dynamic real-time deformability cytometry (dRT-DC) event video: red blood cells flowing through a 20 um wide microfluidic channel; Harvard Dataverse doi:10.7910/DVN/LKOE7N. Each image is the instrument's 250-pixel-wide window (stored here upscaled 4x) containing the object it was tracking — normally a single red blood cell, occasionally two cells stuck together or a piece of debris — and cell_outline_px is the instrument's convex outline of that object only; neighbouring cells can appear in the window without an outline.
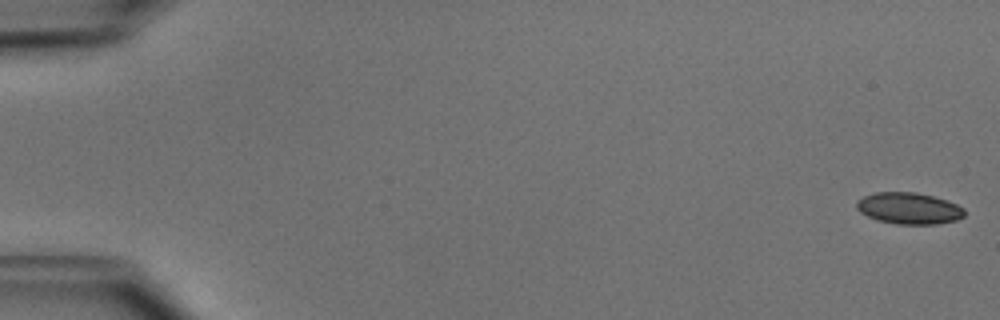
{"species": "common noctule bat (a hibernating species)", "species_latin": "Nyctalus noctula", "temperature_condition": "cold", "stored_images_in_passage": 50, "camera_frame_rate_fps": 3000, "um_per_image_px": 0.085, "animal": {"sex": "male", "body_mass_g": 15.6}, "frame": {"image": 1, "passage_image": 1, "time_ms": 0.0, "image_size_px": [1000, 320], "cell_outline_px": [[964, 216], [956, 220], [936, 224], [896, 224], [876, 220], [860, 212], [856, 208], [856, 200], [864, 196], [876, 192], [916, 192], [932, 196], [956, 204], [964, 208]], "centroid_in_image_um": [77.22, 17.71], "position_along_channel_um": 7.8, "area_um2": 19.77}}
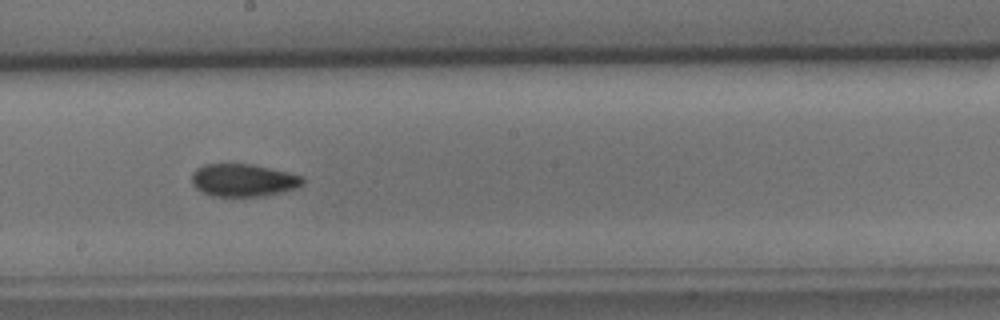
{"frame": {"image": 2, "passage_image": 29, "time_ms": 9.333, "image_size_px": [1000, 320], "cell_outline_px": [[304, 184], [296, 188], [260, 196], [212, 196], [200, 192], [192, 184], [192, 172], [196, 168], [204, 164], [252, 164], [272, 168], [304, 176]], "centroid_in_image_um": [20.66, 15.31], "position_along_channel_um": 227.5, "area_um2": 21.21}}
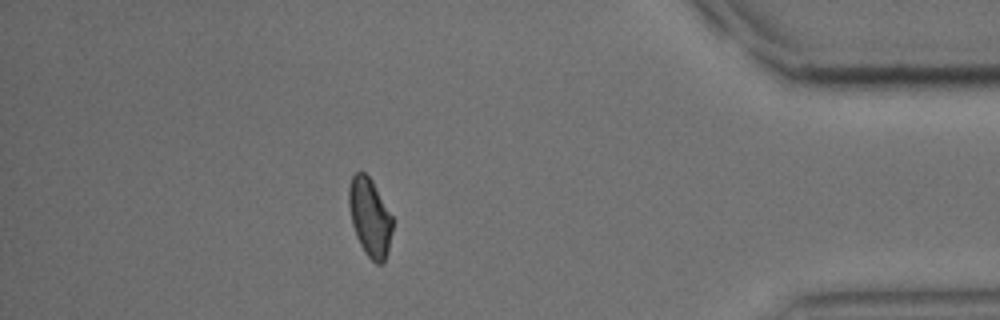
{"frame": {"image": 3, "passage_image": 45, "time_ms": 14.667, "image_size_px": [1000, 320], "cell_outline_px": [[392, 232], [384, 264], [376, 264], [364, 252], [356, 236], [352, 224], [348, 204], [348, 188], [352, 176], [356, 172], [364, 172], [372, 180], [392, 216]], "centroid_in_image_um": [31.42, 18.47], "position_along_channel_um": 403.8, "area_um2": 19.88}, "authors_computed_cell_mechanics": {"area_um2": 20.4612, "velocity_mm_per_s": 3.9987, "shape_relaxation_time_tau1_ms": 4.0697, "shape_relaxation_time_tau2_ms": 1.9768, "deformation_change_tau1": 0.084, "deformation_change_tau2": 0.0636}}